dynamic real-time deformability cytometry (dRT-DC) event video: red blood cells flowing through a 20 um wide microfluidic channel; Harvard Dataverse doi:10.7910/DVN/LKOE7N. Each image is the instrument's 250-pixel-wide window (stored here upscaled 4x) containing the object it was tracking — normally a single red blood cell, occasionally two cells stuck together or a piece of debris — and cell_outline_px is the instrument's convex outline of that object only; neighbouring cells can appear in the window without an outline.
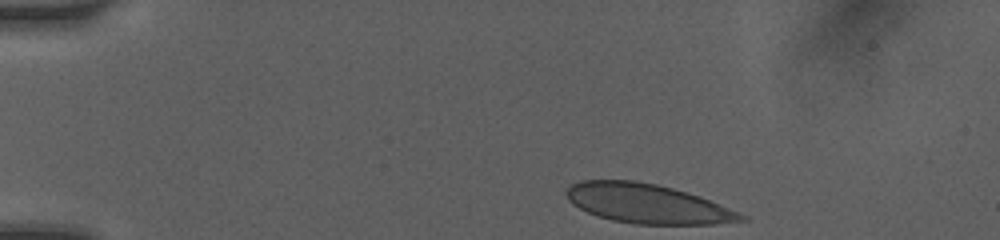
{"species": "human", "species_latin": "Homo sapiens", "temperature_condition": "room temperature", "stored_images_in_passage": 37, "camera_frame_rate_fps": 3000, "um_per_image_px": 0.085, "donor": {"sex": "female"}, "frame": {"image": 1, "passage_image": 1, "time_ms": 0.0, "image_size_px": [1000, 240], "cell_outline_px": [[748, 220], [712, 224], [636, 224], [612, 220], [588, 212], [572, 204], [568, 200], [564, 192], [572, 184], [580, 180], [636, 180], [656, 184], [688, 192], [700, 196], [740, 212], [748, 216]], "centroid_in_image_um": [55.04, 17.3], "position_along_channel_um": 30.0, "area_um2": 40.11}}
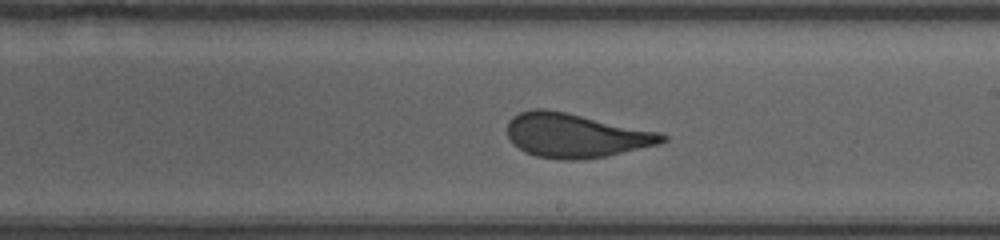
{"frame": {"image": 2, "passage_image": 20, "time_ms": 7.0, "image_size_px": [1000, 240], "cell_outline_px": [[668, 140], [660, 144], [604, 156], [572, 160], [560, 160], [536, 156], [524, 152], [512, 144], [508, 136], [508, 120], [512, 116], [520, 112], [532, 108], [544, 108], [568, 112], [660, 132], [668, 136]], "centroid_in_image_um": [48.9, 11.5], "position_along_channel_um": 240.1, "area_um2": 40.11}}
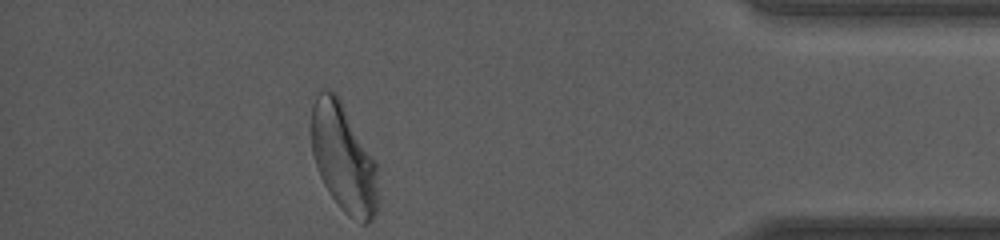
{"frame": {"image": 3, "passage_image": 37, "time_ms": 12.0, "image_size_px": [1000, 240], "cell_outline_px": [[376, 212], [372, 220], [368, 224], [364, 224], [348, 216], [340, 208], [328, 192], [320, 176], [312, 152], [312, 108], [316, 88], [328, 88], [336, 92], [340, 96], [376, 160]], "centroid_in_image_um": [29.18, 13.35], "position_along_channel_um": 406.0, "area_um2": 42.6}, "authors_computed_cell_mechanics": {"area_um2": 40.2288, "velocity_mm_per_s": 4.0758, "shape_relaxation_time_tau1_ms": 5.9461, "shape_relaxation_time_tau2_ms": null, "deformation_change_tau1": 0.1432, "deformation_change_tau2": null}}